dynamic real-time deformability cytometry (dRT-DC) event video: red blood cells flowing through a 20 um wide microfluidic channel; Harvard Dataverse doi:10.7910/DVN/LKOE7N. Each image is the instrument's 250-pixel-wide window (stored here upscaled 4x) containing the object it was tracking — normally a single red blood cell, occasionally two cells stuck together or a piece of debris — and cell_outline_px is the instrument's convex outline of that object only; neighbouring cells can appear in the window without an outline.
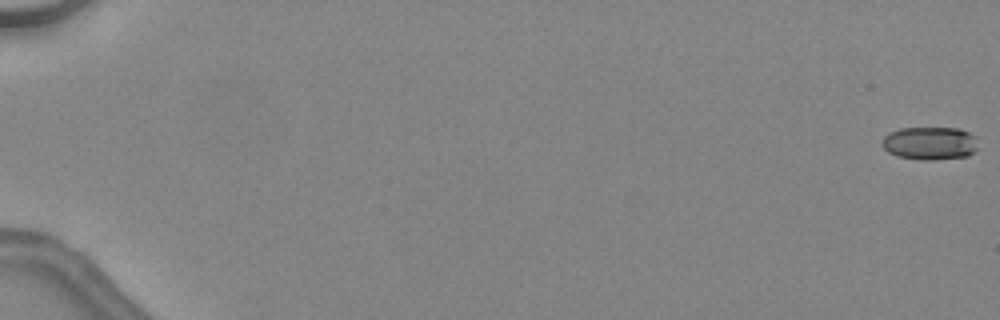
{"species": "common noctule bat (a hibernating species)", "species_latin": "Nyctalus noctula", "temperature_condition": "warm", "stored_images_in_passage": 48, "camera_frame_rate_fps": 3000, "um_per_image_px": 0.085, "animal": {"sex": "female", "body_mass_g": 24.6, "forearm_length_mm": 56.2}, "frame": {"image": 1, "passage_image": 1, "time_ms": 0.0, "image_size_px": [1000, 320], "cell_outline_px": [[976, 148], [968, 156], [932, 160], [920, 160], [896, 156], [888, 152], [880, 144], [884, 136], [888, 132], [900, 128], [960, 128], [976, 136]], "centroid_in_image_um": [79.0, 12.17], "position_along_channel_um": 6.0, "area_um2": 18.67}, "authors_computed_cell_mechanics": {"area_um2": 20.8369, "velocity_mm_per_s": 4.5733, "shape_relaxation_time_tau1_ms": null, "shape_relaxation_time_tau2_ms": 3.7539, "deformation_change_tau1": null, "deformation_change_tau2": 0.1014}}